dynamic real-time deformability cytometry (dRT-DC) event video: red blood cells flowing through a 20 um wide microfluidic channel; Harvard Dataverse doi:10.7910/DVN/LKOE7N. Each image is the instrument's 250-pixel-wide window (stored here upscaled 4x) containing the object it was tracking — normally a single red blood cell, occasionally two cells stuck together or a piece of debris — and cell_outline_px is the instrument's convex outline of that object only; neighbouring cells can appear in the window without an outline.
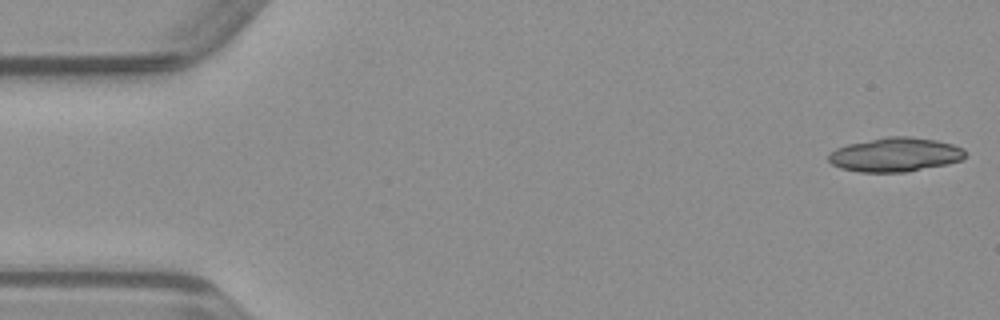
{"species": "common noctule bat (a hibernating species)", "species_latin": "Nyctalus noctula", "temperature_condition": "warm", "stored_images_in_passage": 22, "camera_frame_rate_fps": 3000, "um_per_image_px": 0.085, "animal": {"sex": "male", "body_mass_g": 23.1, "forearm_length_mm": 52.7}, "frame": {"image": 1, "passage_image": 1, "time_ms": 0.0, "image_size_px": [1000, 320], "cell_outline_px": [[964, 156], [960, 160], [948, 164], [904, 172], [860, 172], [840, 168], [832, 164], [828, 160], [828, 156], [836, 148], [848, 144], [888, 136], [908, 136], [936, 140], [952, 144], [964, 148]], "centroid_in_image_um": [76.08, 13.14], "position_along_channel_um": 8.9, "area_um2": 26.99}}